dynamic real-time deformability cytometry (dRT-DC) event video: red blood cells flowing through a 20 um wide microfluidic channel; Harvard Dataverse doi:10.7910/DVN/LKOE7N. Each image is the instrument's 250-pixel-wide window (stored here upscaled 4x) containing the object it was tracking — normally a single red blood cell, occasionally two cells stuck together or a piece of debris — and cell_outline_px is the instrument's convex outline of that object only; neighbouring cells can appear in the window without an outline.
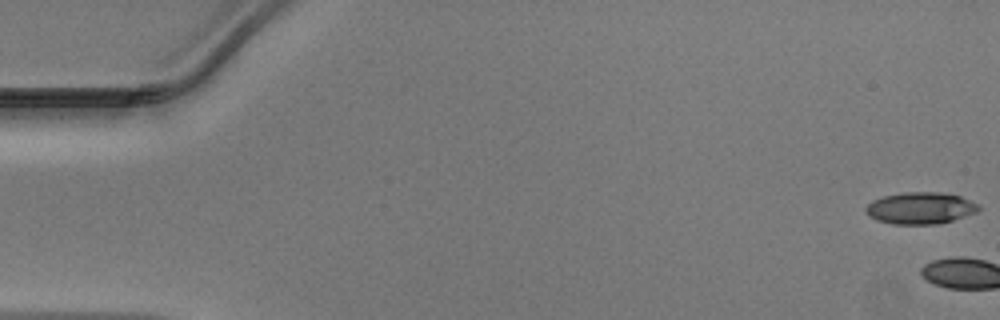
{"species": "Egyptian fruit bat (a non-hibernating species)", "species_latin": "Rousettus aegyptiacus", "temperature_condition": "warm", "stored_images_in_passage": 3, "camera_frame_rate_fps": 3000, "um_per_image_px": 0.085, "animal": {"sex": "male"}, "frame": {"image": 1, "passage_image": 1, "time_ms": 0.0, "image_size_px": [1000, 320], "cell_outline_px": [[980, 208], [976, 212], [940, 224], [892, 224], [876, 220], [868, 216], [864, 212], [864, 208], [872, 200], [884, 196], [904, 192], [940, 192], [960, 196], [980, 204]], "centroid_in_image_um": [78.2, 17.69], "position_along_channel_um": 6.8, "area_um2": 21.04}}